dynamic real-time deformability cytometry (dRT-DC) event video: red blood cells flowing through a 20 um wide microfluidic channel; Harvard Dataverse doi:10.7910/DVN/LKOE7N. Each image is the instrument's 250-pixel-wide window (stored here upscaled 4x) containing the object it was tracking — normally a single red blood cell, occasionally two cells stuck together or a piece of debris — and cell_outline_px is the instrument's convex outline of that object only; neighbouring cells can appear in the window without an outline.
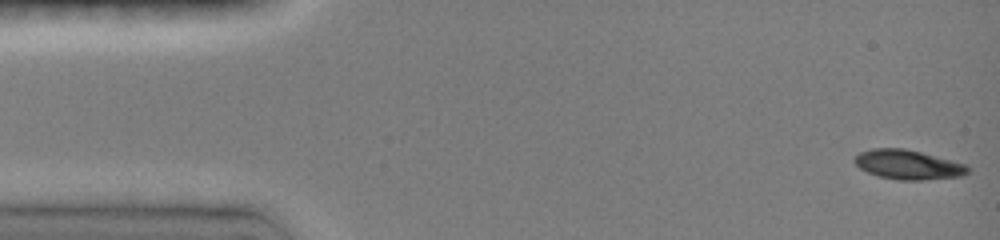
{"species": "common noctule bat (a hibernating species)", "species_latin": "Nyctalus noctula", "temperature_condition": "room temperature", "stored_images_in_passage": 46, "camera_frame_rate_fps": 3000, "um_per_image_px": 0.085, "animal": {"sex": "female", "body_mass_g": 19.0, "forearm_length_mm": 51.5}, "frame": {"image": 1, "passage_image": 1, "time_ms": 0.0, "image_size_px": [1000, 240], "cell_outline_px": [[968, 172], [964, 176], [924, 180], [896, 180], [876, 176], [860, 168], [852, 160], [860, 152], [872, 148], [904, 148], [920, 152], [964, 164], [968, 168]], "centroid_in_image_um": [77.14, 14.01], "position_along_channel_um": 7.9, "area_um2": 19.36}}
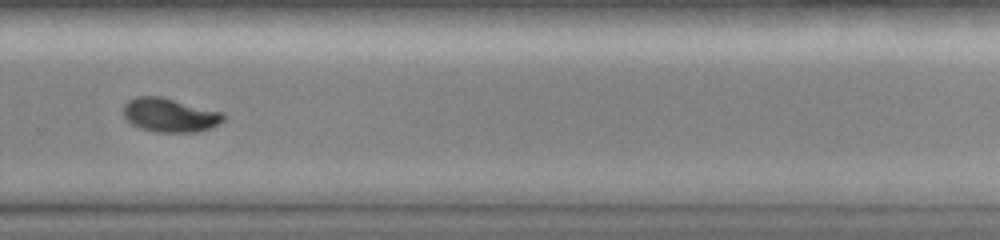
{"frame": {"image": 2, "passage_image": 32, "time_ms": 10.333, "image_size_px": [1000, 240], "cell_outline_px": [[224, 120], [220, 124], [212, 128], [200, 132], [156, 132], [140, 128], [132, 124], [124, 116], [124, 104], [128, 100], [136, 96], [160, 96], [224, 112]], "centroid_in_image_um": [14.47, 9.79], "position_along_channel_um": 315.3, "area_um2": 19.94}}
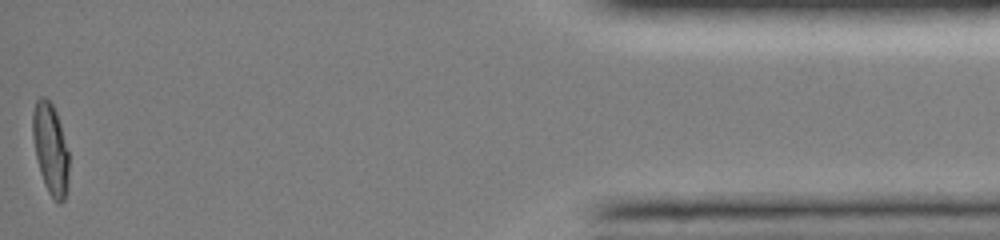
{"frame": {"image": 3, "passage_image": 46, "time_ms": 15.0, "image_size_px": [1000, 240], "cell_outline_px": [[68, 188], [64, 200], [60, 204], [48, 192], [44, 184], [40, 172], [36, 156], [32, 136], [32, 112], [36, 100], [40, 96], [44, 96], [52, 104], [56, 112], [60, 124], [68, 152]], "centroid_in_image_um": [4.28, 12.64], "position_along_channel_um": 430.9, "area_um2": 19.19}, "authors_computed_cell_mechanics": {"area_um2": 19.7676, "velocity_mm_per_s": 4.1186, "shape_relaxation_time_tau1_ms": 3.303, "shape_relaxation_time_tau2_ms": null, "deformation_change_tau1": 0.184, "deformation_change_tau2": null}}